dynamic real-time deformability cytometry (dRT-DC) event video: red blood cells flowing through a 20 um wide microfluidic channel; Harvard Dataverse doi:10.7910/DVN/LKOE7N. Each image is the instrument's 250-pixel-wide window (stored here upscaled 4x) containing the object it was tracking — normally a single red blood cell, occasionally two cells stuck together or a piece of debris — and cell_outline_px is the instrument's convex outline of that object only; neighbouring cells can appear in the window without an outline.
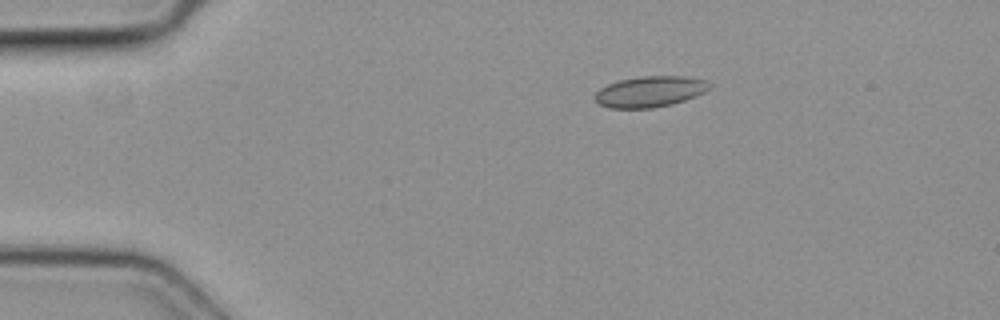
{"species": "common noctule bat (a hibernating species)", "species_latin": "Nyctalus noctula", "temperature_condition": "cold", "stored_images_in_passage": 5, "camera_frame_rate_fps": 3000, "um_per_image_px": 0.085, "animal": {"sex": "female", "body_mass_g": 19.3, "forearm_length_mm": 54.1}, "frame": {"image": 1, "passage_image": 2, "time_ms": 0.333, "image_size_px": [1000, 320], "cell_outline_px": [[712, 88], [696, 96], [672, 104], [652, 108], [608, 108], [600, 104], [592, 96], [600, 88], [608, 84], [620, 80], [640, 76], [684, 76], [704, 80], [712, 84]], "centroid_in_image_um": [55.25, 7.78], "position_along_channel_um": 29.8, "area_um2": 20.69}}
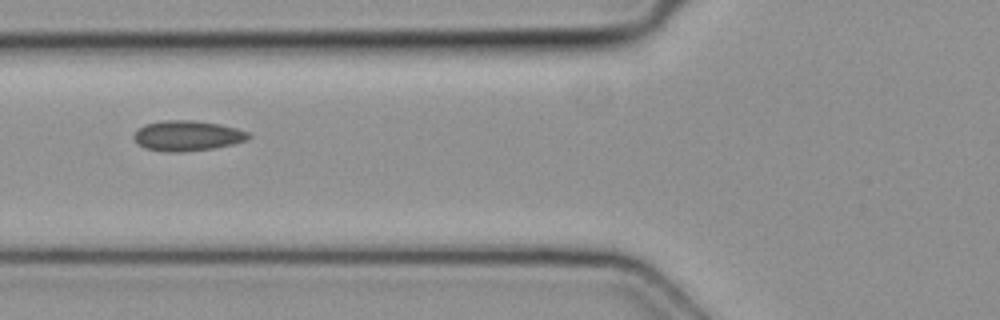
{"frame": {"image": 2, "passage_image": 5, "time_ms": 1.333, "image_size_px": [1000, 320], "cell_outline_px": [[252, 136], [248, 140], [232, 144], [212, 148], [184, 152], [164, 152], [144, 148], [136, 144], [132, 136], [136, 128], [144, 124], [164, 120], [192, 120], [220, 124], [236, 128], [248, 132]], "centroid_in_image_um": [15.86, 11.54], "position_along_channel_um": 109.9, "area_um2": 20.58}}